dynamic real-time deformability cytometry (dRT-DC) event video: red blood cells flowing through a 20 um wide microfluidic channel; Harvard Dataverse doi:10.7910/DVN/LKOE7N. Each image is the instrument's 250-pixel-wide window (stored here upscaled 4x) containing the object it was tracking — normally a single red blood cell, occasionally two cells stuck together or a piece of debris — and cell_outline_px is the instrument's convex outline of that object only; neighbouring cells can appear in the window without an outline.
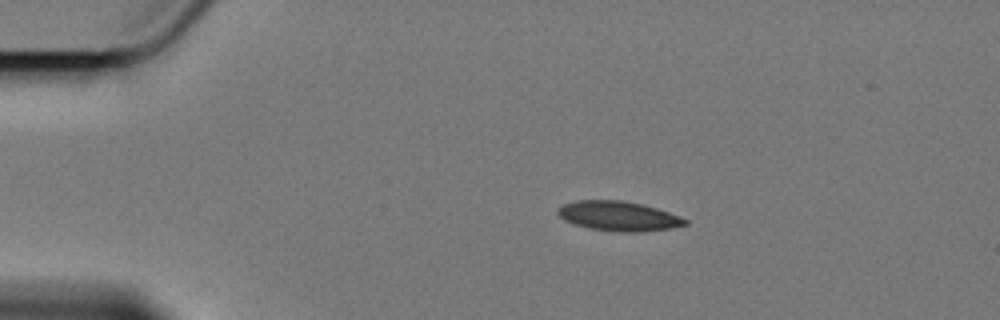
{"species": "Egyptian fruit bat (a non-hibernating species)", "species_latin": "Rousettus aegyptiacus", "temperature_condition": "cold", "stored_images_in_passage": 5, "camera_frame_rate_fps": 3000, "um_per_image_px": 0.085, "animal": {"sex": "female"}, "frame": {"image": 1, "passage_image": 3, "time_ms": 2.333, "image_size_px": [1000, 320], "cell_outline_px": [[688, 224], [672, 228], [640, 232], [620, 232], [592, 228], [576, 224], [564, 220], [556, 212], [556, 208], [564, 204], [576, 200], [620, 200], [640, 204], [656, 208], [680, 216], [688, 220]], "centroid_in_image_um": [52.58, 18.36], "position_along_channel_um": 32.4, "area_um2": 21.85}}
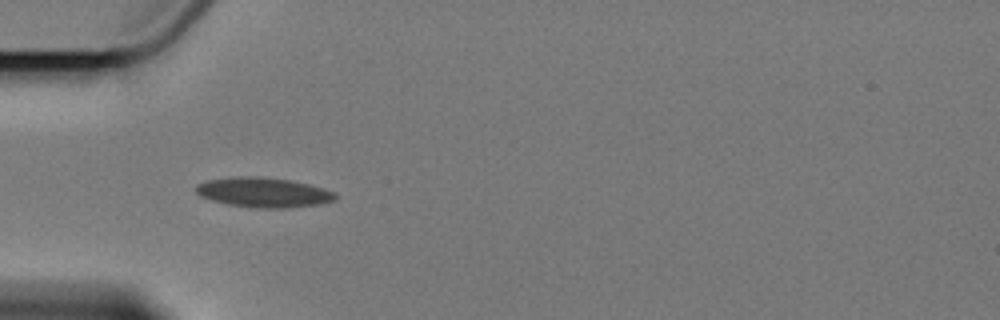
{"frame": {"image": 2, "passage_image": 5, "time_ms": 4.667, "image_size_px": [1000, 320], "cell_outline_px": [[336, 200], [320, 204], [288, 208], [256, 208], [228, 204], [212, 200], [200, 196], [196, 192], [196, 184], [208, 180], [256, 176], [292, 180], [308, 184], [336, 192]], "centroid_in_image_um": [22.44, 16.37], "position_along_channel_um": 62.6, "area_um2": 23.99}}